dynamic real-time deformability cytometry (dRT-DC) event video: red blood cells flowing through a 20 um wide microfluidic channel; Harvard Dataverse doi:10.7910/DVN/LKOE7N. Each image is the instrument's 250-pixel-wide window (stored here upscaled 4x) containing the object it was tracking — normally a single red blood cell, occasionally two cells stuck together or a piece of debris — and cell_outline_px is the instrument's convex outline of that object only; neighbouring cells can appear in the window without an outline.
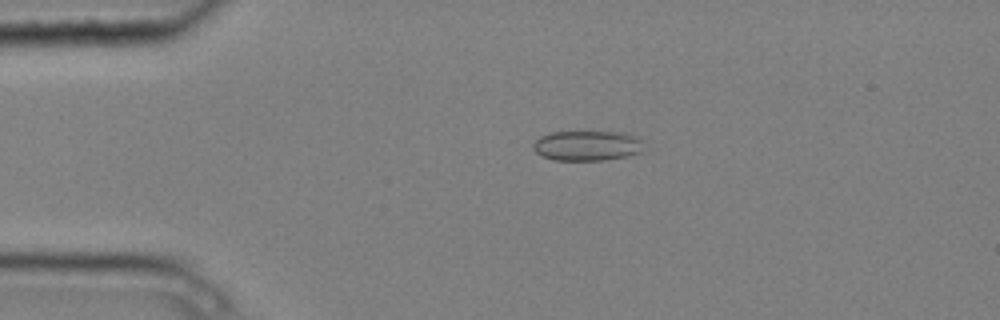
{"species": "common noctule bat (a hibernating species)", "species_latin": "Nyctalus noctula", "temperature_condition": "cold", "stored_images_in_passage": 4, "camera_frame_rate_fps": 3000, "um_per_image_px": 0.085, "animal": {"sex": "male", "body_mass_g": 20.4}, "frame": {"image": 1, "passage_image": 3, "time_ms": 0.667, "image_size_px": [1000, 320], "cell_outline_px": [[640, 152], [628, 156], [604, 160], [552, 160], [540, 156], [532, 148], [532, 144], [540, 136], [552, 132], [624, 132], [640, 136]], "centroid_in_image_um": [49.87, 12.38], "position_along_channel_um": 35.1, "area_um2": 19.48}}